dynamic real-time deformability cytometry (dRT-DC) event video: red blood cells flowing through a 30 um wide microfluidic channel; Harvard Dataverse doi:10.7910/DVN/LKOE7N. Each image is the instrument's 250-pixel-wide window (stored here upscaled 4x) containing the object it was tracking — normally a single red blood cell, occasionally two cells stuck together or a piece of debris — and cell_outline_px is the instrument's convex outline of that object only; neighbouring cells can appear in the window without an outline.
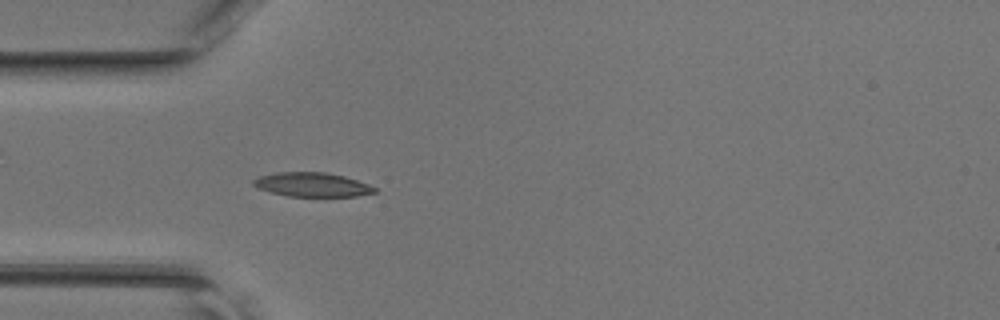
{"species": "common noctule bat (a hibernating species)", "species_latin": "Nyctalus noctula", "temperature_condition": "room temperature", "stored_images_in_passage": 43, "camera_frame_rate_fps": 3000, "um_per_image_px": 0.085, "animal": {"sex": "female", "body_mass_g": 17.0, "forearm_length_mm": 48.0}, "frame": {"image": 1, "passage_image": 13, "time_ms": 4.0, "image_size_px": [1000, 320], "cell_outline_px": [[376, 192], [356, 196], [288, 196], [272, 192], [260, 188], [252, 184], [252, 180], [260, 176], [276, 172], [324, 172], [344, 176], [368, 184], [376, 188]], "centroid_in_image_um": [26.53, 15.69], "position_along_channel_um": 58.5, "area_um2": 16.82}}
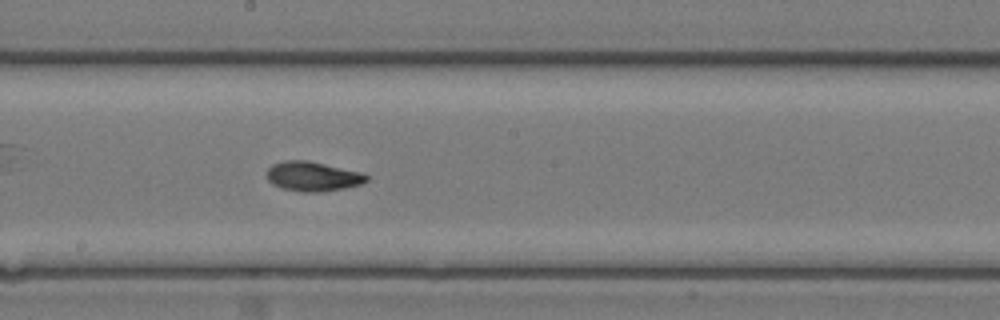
{"frame": {"image": 2, "passage_image": 24, "time_ms": 7.667, "image_size_px": [1000, 320], "cell_outline_px": [[368, 180], [360, 184], [344, 188], [320, 192], [304, 192], [280, 188], [272, 184], [268, 180], [268, 168], [272, 164], [284, 160], [308, 160], [364, 172], [368, 176]], "centroid_in_image_um": [26.6, 14.98], "position_along_channel_um": 221.6, "area_um2": 17.34}}
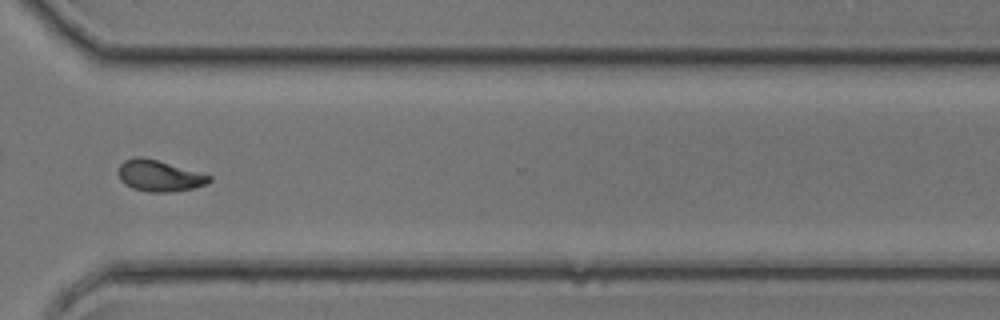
{"frame": {"image": 3, "passage_image": 33, "time_ms": 10.667, "image_size_px": [1000, 320], "cell_outline_px": [[212, 180], [208, 184], [192, 188], [172, 192], [148, 192], [132, 188], [124, 184], [120, 180], [116, 172], [120, 164], [124, 160], [136, 156], [140, 156], [156, 160], [212, 176]], "centroid_in_image_um": [13.49, 14.95], "position_along_channel_um": 357.1, "area_um2": 16.59}}